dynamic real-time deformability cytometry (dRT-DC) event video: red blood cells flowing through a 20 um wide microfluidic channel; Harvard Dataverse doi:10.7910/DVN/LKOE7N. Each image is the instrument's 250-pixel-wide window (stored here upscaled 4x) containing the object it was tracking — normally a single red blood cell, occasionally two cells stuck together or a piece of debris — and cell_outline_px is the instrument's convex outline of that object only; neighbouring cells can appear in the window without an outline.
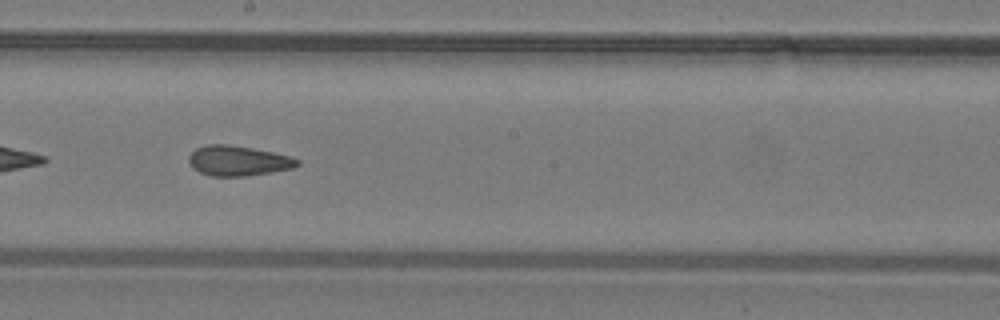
{"species": "common noctule bat (a hibernating species)", "species_latin": "Nyctalus noctula", "temperature_condition": "warm", "stored_images_in_passage": 40, "camera_frame_rate_fps": 3000, "um_per_image_px": 0.085, "animal": {"sex": "male", "body_mass_g": 19.2, "forearm_length_mm": 51.8}, "frame": {"image": 1, "passage_image": 23, "time_ms": 7.333, "image_size_px": [1000, 320], "cell_outline_px": [[300, 164], [296, 168], [248, 176], [212, 176], [200, 172], [192, 168], [188, 160], [188, 156], [196, 148], [208, 144], [224, 144], [252, 148], [292, 156], [300, 160]], "centroid_in_image_um": [20.27, 13.67], "position_along_channel_um": 227.9, "area_um2": 19.19}}